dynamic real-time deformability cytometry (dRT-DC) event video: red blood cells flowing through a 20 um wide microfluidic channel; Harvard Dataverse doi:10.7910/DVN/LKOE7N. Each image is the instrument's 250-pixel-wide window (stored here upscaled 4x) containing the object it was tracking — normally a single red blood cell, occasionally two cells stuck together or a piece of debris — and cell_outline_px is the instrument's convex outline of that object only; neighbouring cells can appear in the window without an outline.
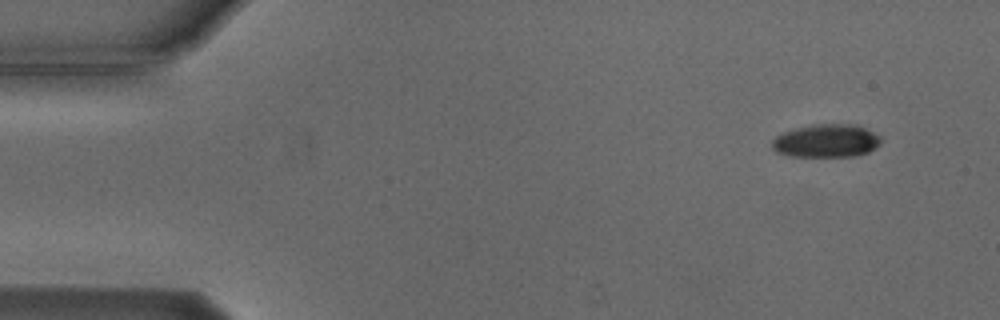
{"species": "Egyptian fruit bat (a non-hibernating species)", "species_latin": "Rousettus aegyptiacus", "temperature_condition": "cold", "stored_images_in_passage": 4, "camera_frame_rate_fps": 3000, "um_per_image_px": 0.085, "animal": {"sex": "male"}, "frame": {"image": 1, "passage_image": 1, "time_ms": 0.0, "image_size_px": [1000, 320], "cell_outline_px": [[880, 144], [868, 152], [852, 156], [792, 156], [776, 152], [772, 148], [772, 140], [776, 136], [784, 132], [796, 128], [816, 124], [856, 124], [880, 136]], "centroid_in_image_um": [70.22, 11.97], "position_along_channel_um": 14.8, "area_um2": 20.81}}
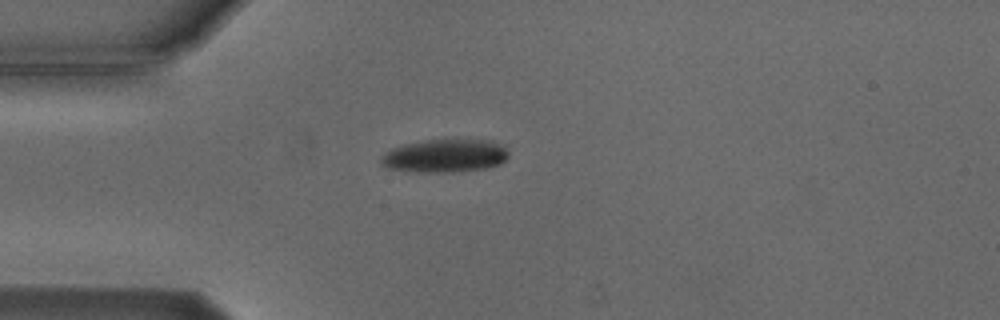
{"frame": {"image": 2, "passage_image": 3, "time_ms": 3.333, "image_size_px": [1000, 320], "cell_outline_px": [[508, 156], [500, 164], [488, 168], [460, 172], [416, 172], [384, 168], [380, 164], [380, 156], [392, 148], [404, 144], [428, 140], [488, 140], [504, 144], [508, 152]], "centroid_in_image_um": [37.81, 13.26], "position_along_channel_um": 47.2, "area_um2": 24.97}}